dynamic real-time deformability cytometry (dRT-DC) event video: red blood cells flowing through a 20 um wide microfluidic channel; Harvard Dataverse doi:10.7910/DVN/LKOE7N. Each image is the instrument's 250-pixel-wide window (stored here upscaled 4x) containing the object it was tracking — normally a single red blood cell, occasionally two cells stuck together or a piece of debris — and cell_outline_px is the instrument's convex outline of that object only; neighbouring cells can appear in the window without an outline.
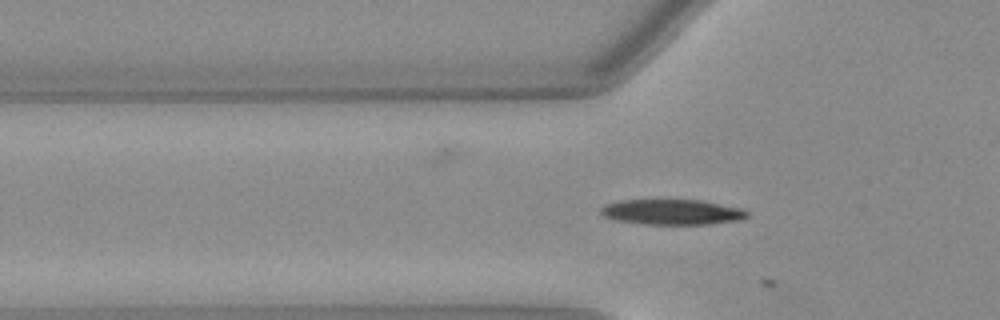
{"species": "Egyptian fruit bat (a non-hibernating species)", "species_latin": "Rousettus aegyptiacus", "temperature_condition": "warm", "stored_images_in_passage": 16, "camera_frame_rate_fps": 3000, "um_per_image_px": 0.085, "animal": {"sex": "female"}, "frame": {"image": 1, "passage_image": 15, "time_ms": 4.667, "image_size_px": [1000, 320], "cell_outline_px": [[748, 216], [740, 220], [704, 224], [648, 224], [616, 220], [604, 216], [600, 212], [600, 208], [608, 204], [620, 200], [700, 200], [740, 208], [748, 212]], "centroid_in_image_um": [57.12, 18.02], "position_along_channel_um": 68.7, "area_um2": 21.27}}